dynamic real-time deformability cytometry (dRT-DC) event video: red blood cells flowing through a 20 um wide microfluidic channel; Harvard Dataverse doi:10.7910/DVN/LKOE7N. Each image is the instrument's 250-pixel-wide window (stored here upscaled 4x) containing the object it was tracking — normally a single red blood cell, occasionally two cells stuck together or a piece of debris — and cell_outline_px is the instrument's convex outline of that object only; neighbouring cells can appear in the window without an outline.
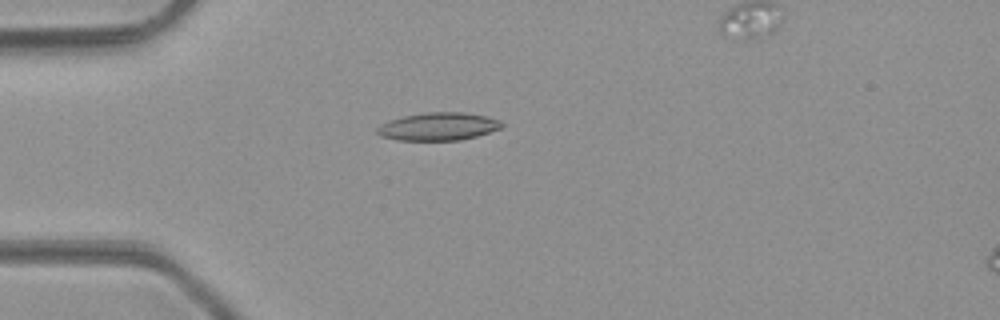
{"species": "common noctule bat (a hibernating species)", "species_latin": "Nyctalus noctula", "temperature_condition": "room temperature", "stored_images_in_passage": 42, "camera_frame_rate_fps": 3000, "um_per_image_px": 0.085, "animal": {"sex": "male", "body_mass_g": 23.1, "forearm_length_mm": 52.7}, "frame": {"image": 1, "passage_image": 11, "time_ms": 3.333, "image_size_px": [1000, 320], "cell_outline_px": [[504, 124], [500, 128], [476, 136], [460, 140], [396, 140], [380, 136], [376, 132], [376, 128], [380, 124], [388, 120], [404, 116], [424, 112], [464, 112], [484, 116], [500, 120]], "centroid_in_image_um": [37.21, 10.75], "position_along_channel_um": 47.8, "area_um2": 20.23}}
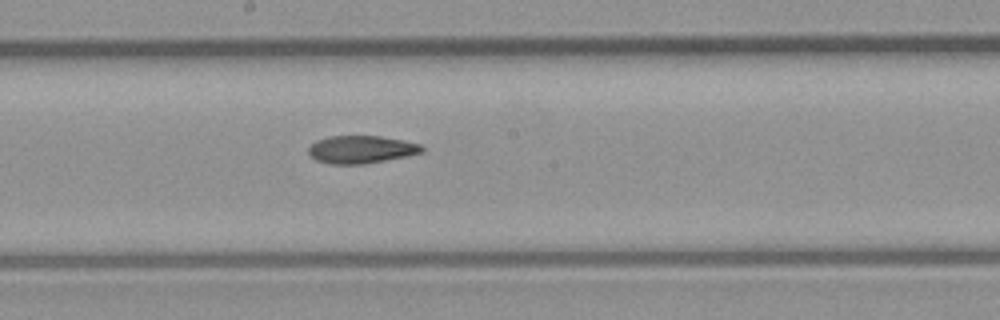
{"frame": {"image": 2, "passage_image": 24, "time_ms": 7.667, "image_size_px": [1000, 320], "cell_outline_px": [[424, 152], [408, 156], [364, 164], [332, 164], [316, 160], [308, 156], [308, 148], [316, 140], [328, 136], [380, 136], [404, 140], [420, 144], [424, 148]], "centroid_in_image_um": [30.7, 12.7], "position_along_channel_um": 217.5, "area_um2": 18.5}}
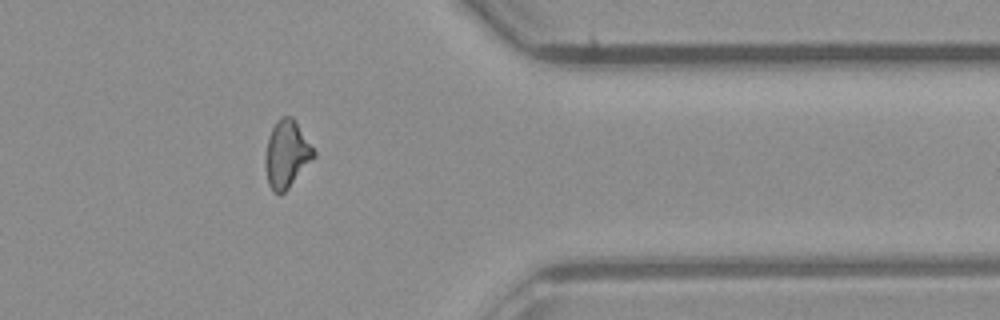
{"frame": {"image": 3, "passage_image": 37, "time_ms": 12.0, "image_size_px": [1000, 320], "cell_outline_px": [[316, 156], [288, 188], [284, 192], [272, 192], [268, 184], [264, 164], [264, 160], [268, 136], [276, 120], [280, 116], [292, 116], [316, 152]], "centroid_in_image_um": [24.34, 13.09], "position_along_channel_um": 387.1, "area_um2": 19.02}}